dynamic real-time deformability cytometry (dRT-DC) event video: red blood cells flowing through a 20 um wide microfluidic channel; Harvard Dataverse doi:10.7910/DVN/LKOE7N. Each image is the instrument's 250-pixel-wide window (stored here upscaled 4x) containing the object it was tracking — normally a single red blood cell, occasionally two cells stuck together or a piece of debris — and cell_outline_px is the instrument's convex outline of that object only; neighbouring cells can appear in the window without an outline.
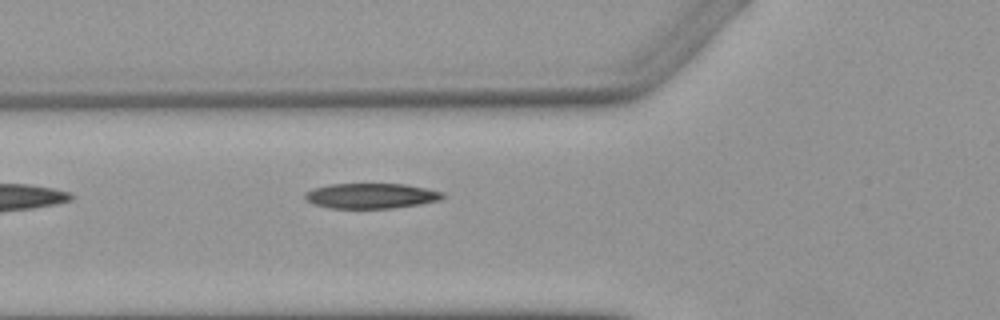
{"species": "Egyptian fruit bat (a non-hibernating species)", "species_latin": "Rousettus aegyptiacus", "temperature_condition": "warm", "stored_images_in_passage": 5, "camera_frame_rate_fps": 3000, "um_per_image_px": 0.085, "animal": {"sex": "female"}, "frame": {"image": 1, "passage_image": 5, "time_ms": 5.667, "image_size_px": [1000, 320], "cell_outline_px": [[444, 196], [440, 200], [420, 204], [392, 208], [328, 208], [312, 204], [304, 200], [304, 192], [312, 188], [328, 184], [404, 184], [444, 192]], "centroid_in_image_um": [31.47, 16.65], "position_along_channel_um": 94.3, "area_um2": 20.4}}